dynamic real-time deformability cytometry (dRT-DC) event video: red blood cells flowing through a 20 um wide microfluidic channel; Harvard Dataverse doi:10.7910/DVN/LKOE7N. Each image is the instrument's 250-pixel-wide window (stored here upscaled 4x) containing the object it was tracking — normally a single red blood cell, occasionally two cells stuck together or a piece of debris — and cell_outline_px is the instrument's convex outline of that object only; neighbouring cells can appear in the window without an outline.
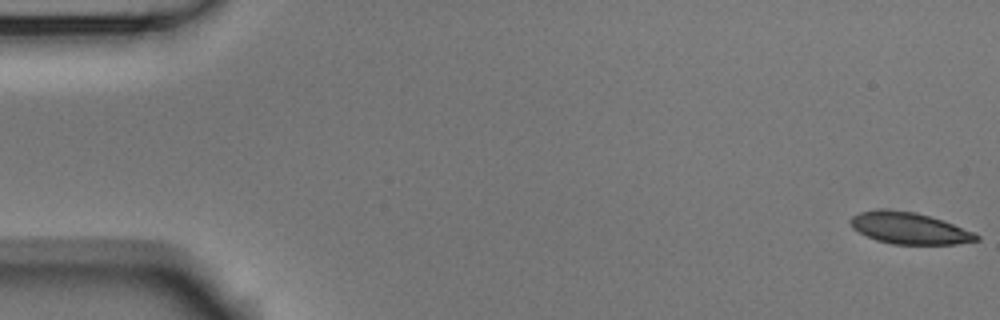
{"species": "Egyptian fruit bat (a non-hibernating species)", "species_latin": "Rousettus aegyptiacus", "temperature_condition": "room temperature", "stored_images_in_passage": 55, "camera_frame_rate_fps": 3000, "um_per_image_px": 0.085, "animal": {"sex": "male"}, "frame": {"image": 1, "passage_image": 1, "time_ms": 0.0, "image_size_px": [1000, 320], "cell_outline_px": [[980, 240], [956, 244], [892, 244], [876, 240], [852, 228], [848, 220], [852, 216], [860, 212], [916, 212], [952, 224], [972, 232], [980, 236]], "centroid_in_image_um": [77.31, 19.45], "position_along_channel_um": 7.7, "area_um2": 22.2}}
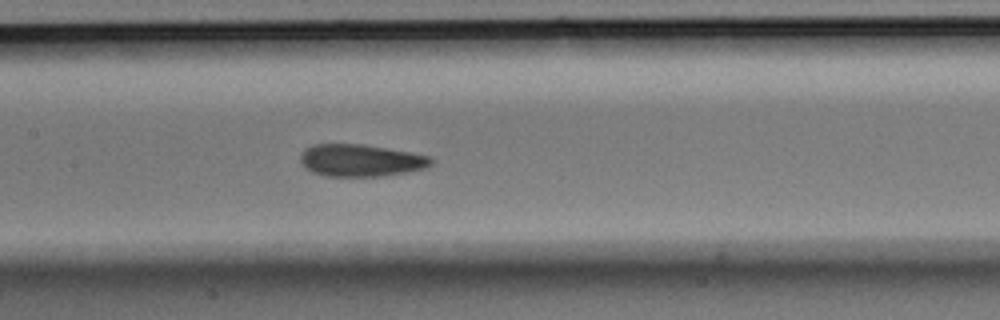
{"frame": {"image": 2, "passage_image": 26, "time_ms": 8.333, "image_size_px": [1000, 320], "cell_outline_px": [[436, 160], [428, 168], [408, 172], [380, 176], [328, 176], [312, 172], [304, 168], [300, 160], [300, 156], [304, 148], [312, 144], [364, 144], [412, 152], [432, 156]], "centroid_in_image_um": [30.71, 13.62], "position_along_channel_um": 176.7, "area_um2": 24.97}}
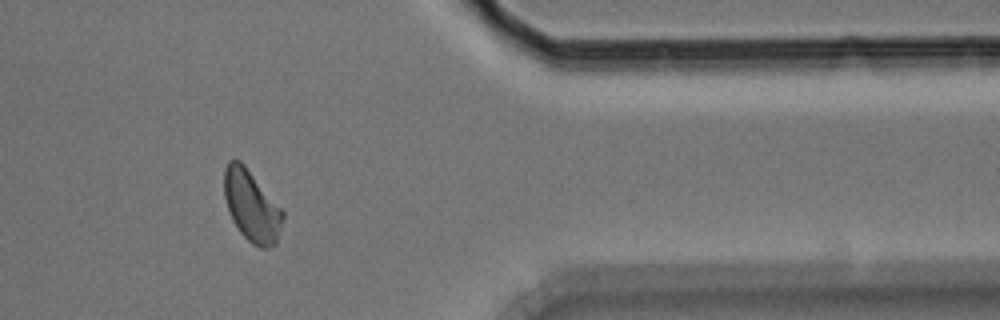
{"frame": {"image": 3, "passage_image": 45, "time_ms": 14.667, "image_size_px": [1000, 320], "cell_outline_px": [[284, 216], [276, 244], [268, 248], [260, 248], [252, 244], [240, 232], [232, 220], [224, 196], [224, 168], [228, 160], [240, 160], [244, 164], [284, 212]], "centroid_in_image_um": [21.37, 17.51], "position_along_channel_um": 390.0, "area_um2": 24.16}, "authors_computed_cell_mechanics": {"area_um2": 24.1604, "velocity_mm_per_s": 3.6951, "shape_relaxation_time_tau1_ms": 6.1294, "shape_relaxation_time_tau2_ms": 1.8461, "deformation_change_tau1": 0.1351, "deformation_change_tau2": 0.0692}}